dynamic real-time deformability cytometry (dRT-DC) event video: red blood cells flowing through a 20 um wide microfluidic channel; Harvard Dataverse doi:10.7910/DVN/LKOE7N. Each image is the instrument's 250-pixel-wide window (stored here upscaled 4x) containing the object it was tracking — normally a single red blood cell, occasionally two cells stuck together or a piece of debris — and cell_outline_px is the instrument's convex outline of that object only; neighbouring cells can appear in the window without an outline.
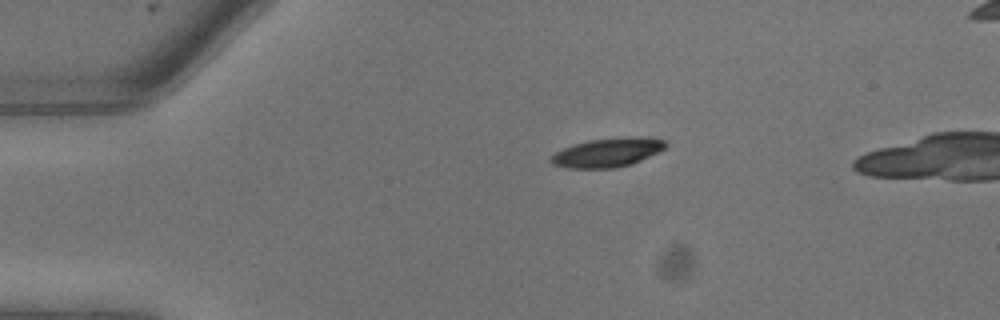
{"species": "common noctule bat (a hibernating species)", "species_latin": "Nyctalus noctula", "temperature_condition": "warm", "stored_images_in_passage": 9, "camera_frame_rate_fps": 3000, "um_per_image_px": 0.085, "animal": {"sex": "male", "body_mass_g": 13.3}, "frame": {"image": 1, "passage_image": 1, "time_ms": 0.0, "image_size_px": [1000, 320], "cell_outline_px": [[668, 144], [664, 148], [632, 164], [612, 168], [568, 168], [552, 164], [548, 160], [556, 152], [572, 144], [588, 140], [624, 136], [648, 136], [664, 140]], "centroid_in_image_um": [51.63, 12.94], "position_along_channel_um": 33.4, "area_um2": 19.48}}